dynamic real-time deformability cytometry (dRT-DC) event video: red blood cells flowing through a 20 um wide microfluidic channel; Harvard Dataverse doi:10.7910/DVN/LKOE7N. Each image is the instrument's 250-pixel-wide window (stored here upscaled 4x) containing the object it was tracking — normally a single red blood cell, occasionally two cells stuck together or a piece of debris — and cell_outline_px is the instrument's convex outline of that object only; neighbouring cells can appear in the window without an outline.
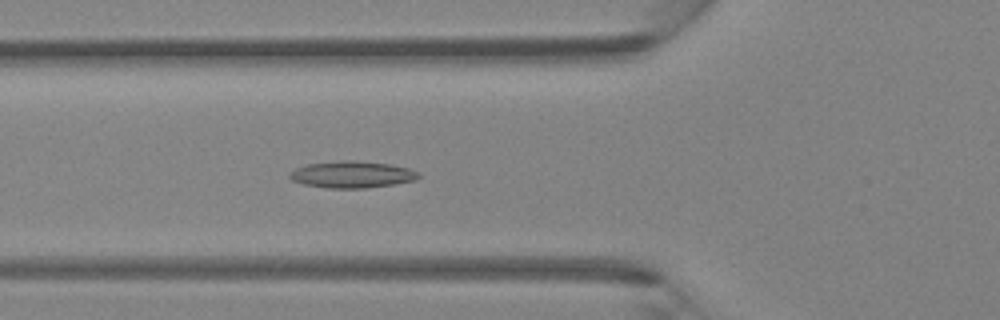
{"species": "Egyptian fruit bat (a non-hibernating species)", "species_latin": "Rousettus aegyptiacus", "temperature_condition": "room temperature", "stored_images_in_passage": 36, "camera_frame_rate_fps": 3000, "um_per_image_px": 0.085, "animal": {"sex": "female"}, "frame": {"image": 1, "passage_image": 6, "time_ms": 1.667, "image_size_px": [1000, 320], "cell_outline_px": [[420, 176], [416, 180], [392, 184], [364, 188], [328, 188], [304, 184], [292, 180], [288, 176], [288, 172], [304, 164], [340, 160], [356, 160], [392, 164], [408, 168], [420, 172]], "centroid_in_image_um": [29.9, 14.81], "position_along_channel_um": 95.9, "area_um2": 20.29}}
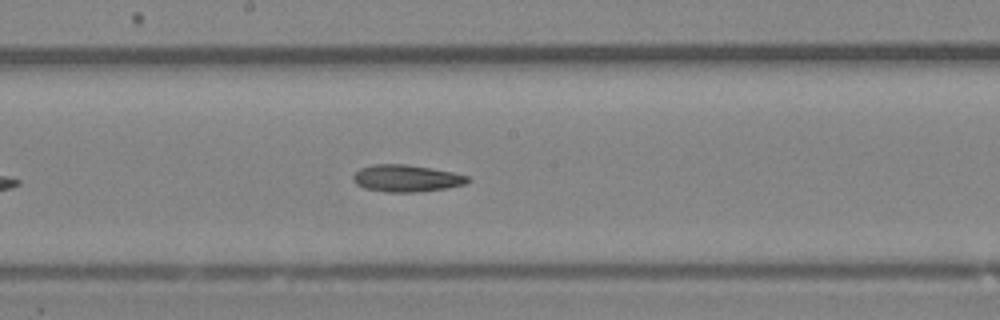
{"frame": {"image": 2, "passage_image": 14, "time_ms": 4.333, "image_size_px": [1000, 320], "cell_outline_px": [[472, 180], [464, 184], [444, 188], [416, 192], [384, 192], [364, 188], [356, 184], [352, 180], [352, 176], [360, 168], [372, 164], [408, 164], [432, 168], [452, 172], [468, 176]], "centroid_in_image_um": [34.51, 15.15], "position_along_channel_um": 213.7, "area_um2": 18.09}}
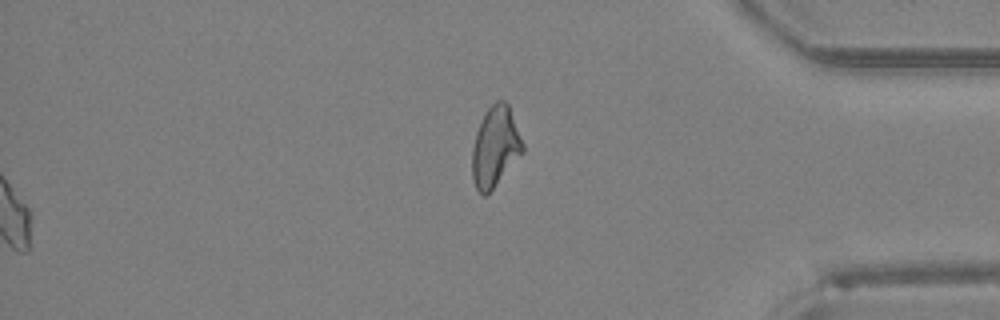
{"frame": {"image": 3, "passage_image": 36, "time_ms": 11.667, "image_size_px": [1000, 320], "cell_outline_px": [[524, 152], [492, 188], [484, 196], [476, 188], [472, 176], [472, 148], [476, 132], [488, 108], [496, 100], [504, 100], [508, 104], [524, 144]], "centroid_in_image_um": [42.1, 12.46], "position_along_channel_um": 393.1, "area_um2": 23.24}}